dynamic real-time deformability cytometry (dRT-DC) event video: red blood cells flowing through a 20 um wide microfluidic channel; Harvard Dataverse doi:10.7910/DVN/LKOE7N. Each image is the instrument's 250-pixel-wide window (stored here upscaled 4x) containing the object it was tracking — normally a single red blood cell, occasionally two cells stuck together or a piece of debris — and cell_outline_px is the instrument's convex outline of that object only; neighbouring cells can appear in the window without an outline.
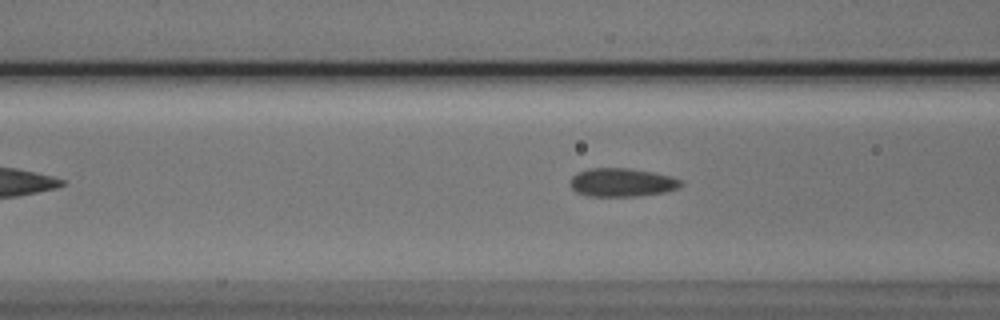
{"species": "Egyptian fruit bat (a non-hibernating species)", "species_latin": "Rousettus aegyptiacus", "temperature_condition": "cold", "stored_images_in_passage": 46, "camera_frame_rate_fps": 3000, "um_per_image_px": 0.085, "animal": {"sex": "male"}, "frame": {"image": 1, "passage_image": 15, "time_ms": 4.667, "image_size_px": [1000, 320], "cell_outline_px": [[684, 184], [680, 188], [664, 192], [640, 196], [588, 196], [576, 192], [568, 184], [568, 180], [576, 172], [588, 168], [628, 168], [652, 172], [668, 176], [680, 180]], "centroid_in_image_um": [52.81, 15.51], "position_along_channel_um": 113.8, "area_um2": 18.55}}
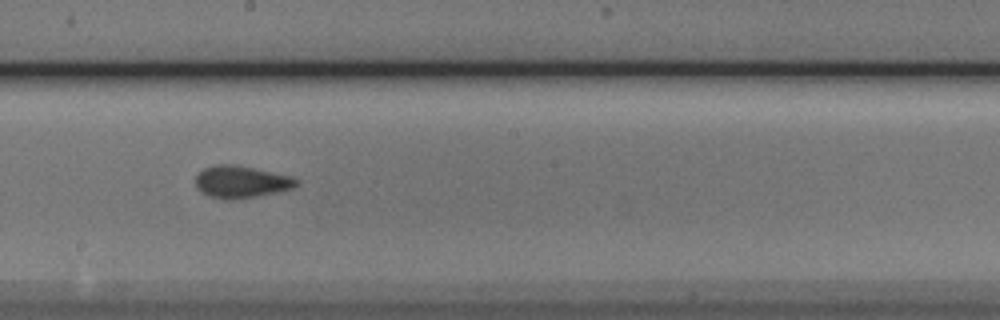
{"frame": {"image": 2, "passage_image": 24, "time_ms": 7.667, "image_size_px": [1000, 320], "cell_outline_px": [[300, 184], [292, 188], [276, 192], [256, 196], [228, 200], [224, 200], [208, 196], [200, 192], [196, 184], [196, 176], [204, 168], [216, 164], [236, 164], [256, 168], [292, 176], [300, 180]], "centroid_in_image_um": [20.52, 15.45], "position_along_channel_um": 227.7, "area_um2": 19.07}}
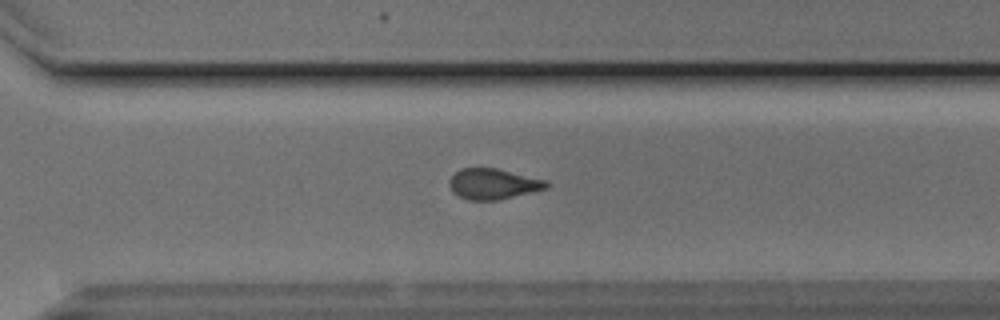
{"frame": {"image": 3, "passage_image": 32, "time_ms": 10.333, "image_size_px": [1000, 320], "cell_outline_px": [[548, 188], [500, 200], [468, 200], [452, 192], [448, 184], [448, 180], [460, 168], [496, 168], [548, 180]], "centroid_in_image_um": [41.92, 15.63], "position_along_channel_um": 328.7, "area_um2": 17.46}}